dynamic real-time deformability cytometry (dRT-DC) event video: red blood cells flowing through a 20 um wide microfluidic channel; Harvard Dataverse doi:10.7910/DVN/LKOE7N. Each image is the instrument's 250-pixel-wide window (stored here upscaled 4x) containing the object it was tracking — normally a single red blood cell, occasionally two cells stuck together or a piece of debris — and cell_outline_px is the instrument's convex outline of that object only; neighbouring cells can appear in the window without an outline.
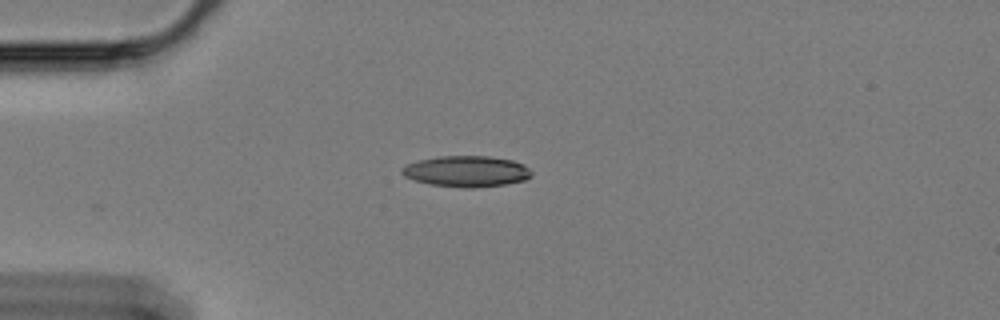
{"species": "Egyptian fruit bat (a non-hibernating species)", "species_latin": "Rousettus aegyptiacus", "temperature_condition": "cold", "stored_images_in_passage": 26, "camera_frame_rate_fps": 3000, "um_per_image_px": 0.085, "animal": {"sex": "female"}, "frame": {"image": 1, "passage_image": 1, "time_ms": 0.0, "image_size_px": [1000, 320], "cell_outline_px": [[532, 176], [524, 180], [504, 184], [476, 188], [468, 188], [432, 184], [416, 180], [404, 176], [400, 172], [400, 168], [408, 164], [420, 160], [440, 156], [488, 156], [512, 160], [524, 164], [532, 172]], "centroid_in_image_um": [39.67, 14.56], "position_along_channel_um": 45.3, "area_um2": 23.24}}
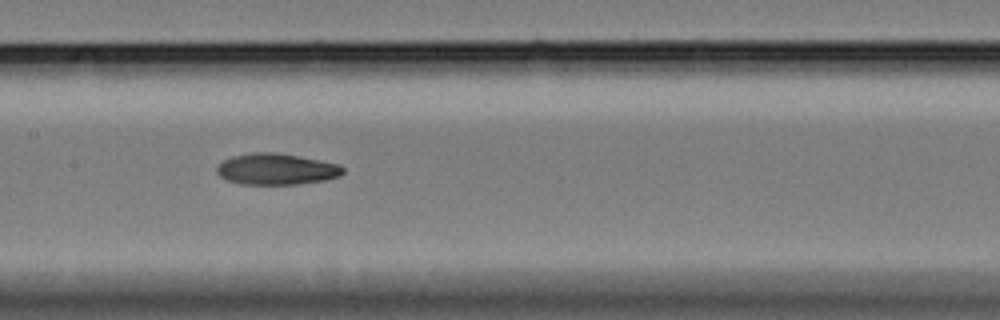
{"frame": {"image": 2, "passage_image": 15, "time_ms": 4.667, "image_size_px": [1000, 320], "cell_outline_px": [[344, 172], [340, 176], [324, 180], [296, 184], [240, 184], [228, 180], [220, 176], [216, 172], [216, 168], [224, 160], [232, 156], [252, 152], [276, 152], [340, 164], [344, 168]], "centroid_in_image_um": [23.49, 14.37], "position_along_channel_um": 183.9, "area_um2": 22.89}}
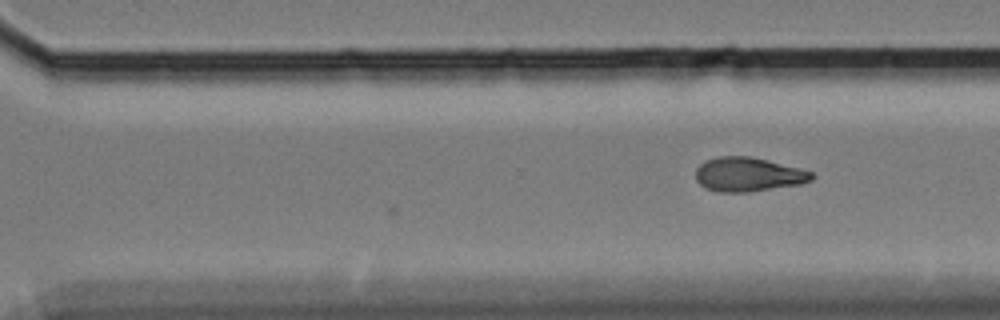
{"frame": {"image": 3, "passage_image": 26, "time_ms": 8.333, "image_size_px": [1000, 320], "cell_outline_px": [[816, 176], [812, 180], [800, 184], [748, 192], [720, 192], [704, 188], [696, 180], [696, 168], [700, 164], [708, 160], [720, 156], [752, 156], [812, 172]], "centroid_in_image_um": [63.58, 14.83], "position_along_channel_um": 307.0, "area_um2": 22.95}}